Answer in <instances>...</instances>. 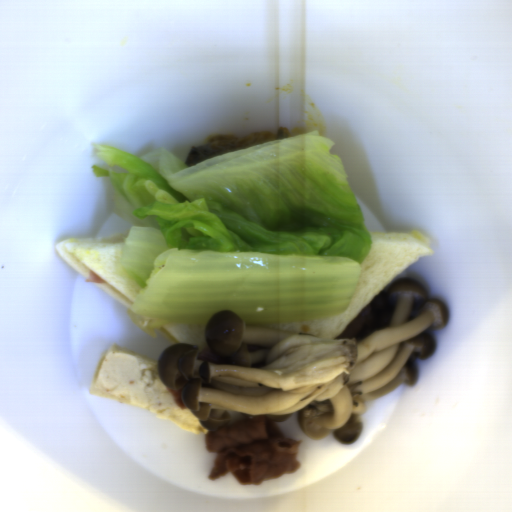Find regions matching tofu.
Here are the masks:
<instances>
[{
    "label": "tofu",
    "instance_id": "5b9d583a",
    "mask_svg": "<svg viewBox=\"0 0 512 512\" xmlns=\"http://www.w3.org/2000/svg\"><path fill=\"white\" fill-rule=\"evenodd\" d=\"M168 387L159 374L158 361L112 344L96 367L89 393L134 405L188 433L206 437L210 430L199 422L189 408L179 407Z\"/></svg>",
    "mask_w": 512,
    "mask_h": 512
},
{
    "label": "tofu",
    "instance_id": "ead7c124",
    "mask_svg": "<svg viewBox=\"0 0 512 512\" xmlns=\"http://www.w3.org/2000/svg\"><path fill=\"white\" fill-rule=\"evenodd\" d=\"M229 416H230V421L228 424L226 425H232V424H235V423H238L241 419H243L244 417H247L245 415H243L240 411H229Z\"/></svg>",
    "mask_w": 512,
    "mask_h": 512
}]
</instances>
